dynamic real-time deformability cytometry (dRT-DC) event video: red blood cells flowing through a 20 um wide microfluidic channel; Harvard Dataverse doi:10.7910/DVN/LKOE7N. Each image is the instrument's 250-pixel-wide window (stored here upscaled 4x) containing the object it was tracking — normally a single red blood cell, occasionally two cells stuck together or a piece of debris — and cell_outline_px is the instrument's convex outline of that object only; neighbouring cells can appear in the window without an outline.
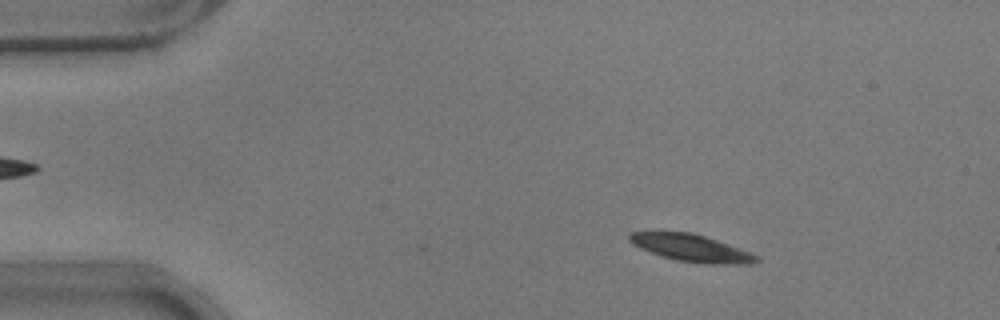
{"species": "common noctule bat (a hibernating species)", "species_latin": "Nyctalus noctula", "temperature_condition": "warm", "stored_images_in_passage": 9, "camera_frame_rate_fps": 3000, "um_per_image_px": 0.085, "animal": {"sex": "male", "body_mass_g": 17.9}, "frame": {"image": 1, "passage_image": 1, "time_ms": 0.0, "image_size_px": [1000, 320], "cell_outline_px": [[760, 260], [752, 264], [712, 264], [680, 260], [664, 256], [640, 248], [632, 244], [628, 240], [628, 232], [692, 232], [716, 240], [760, 256]], "centroid_in_image_um": [58.77, 21.07], "position_along_channel_um": 26.2, "area_um2": 19.71}}